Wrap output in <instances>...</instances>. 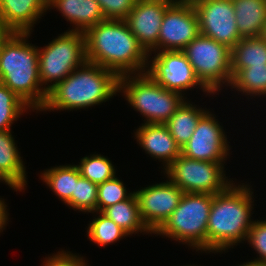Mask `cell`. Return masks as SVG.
I'll return each mask as SVG.
<instances>
[{"label": "cell", "mask_w": 266, "mask_h": 266, "mask_svg": "<svg viewBox=\"0 0 266 266\" xmlns=\"http://www.w3.org/2000/svg\"><path fill=\"white\" fill-rule=\"evenodd\" d=\"M86 60L118 77L146 73L148 53L124 20L105 19L85 33Z\"/></svg>", "instance_id": "obj_1"}, {"label": "cell", "mask_w": 266, "mask_h": 266, "mask_svg": "<svg viewBox=\"0 0 266 266\" xmlns=\"http://www.w3.org/2000/svg\"><path fill=\"white\" fill-rule=\"evenodd\" d=\"M232 182L215 194L207 224V253L228 252L247 239L254 220V190L247 182Z\"/></svg>", "instance_id": "obj_2"}, {"label": "cell", "mask_w": 266, "mask_h": 266, "mask_svg": "<svg viewBox=\"0 0 266 266\" xmlns=\"http://www.w3.org/2000/svg\"><path fill=\"white\" fill-rule=\"evenodd\" d=\"M31 33H10L0 46V83L7 86L33 111L40 112L48 93L39 78L38 46ZM28 40V41H27Z\"/></svg>", "instance_id": "obj_3"}, {"label": "cell", "mask_w": 266, "mask_h": 266, "mask_svg": "<svg viewBox=\"0 0 266 266\" xmlns=\"http://www.w3.org/2000/svg\"><path fill=\"white\" fill-rule=\"evenodd\" d=\"M118 79L113 71L86 61L48 92L40 111L85 110L109 102L118 94Z\"/></svg>", "instance_id": "obj_4"}, {"label": "cell", "mask_w": 266, "mask_h": 266, "mask_svg": "<svg viewBox=\"0 0 266 266\" xmlns=\"http://www.w3.org/2000/svg\"><path fill=\"white\" fill-rule=\"evenodd\" d=\"M213 194L184 193L178 206L154 233L207 254V224Z\"/></svg>", "instance_id": "obj_5"}, {"label": "cell", "mask_w": 266, "mask_h": 266, "mask_svg": "<svg viewBox=\"0 0 266 266\" xmlns=\"http://www.w3.org/2000/svg\"><path fill=\"white\" fill-rule=\"evenodd\" d=\"M118 93L145 118L144 123L152 124H165L186 99L160 86L147 73L119 77Z\"/></svg>", "instance_id": "obj_6"}, {"label": "cell", "mask_w": 266, "mask_h": 266, "mask_svg": "<svg viewBox=\"0 0 266 266\" xmlns=\"http://www.w3.org/2000/svg\"><path fill=\"white\" fill-rule=\"evenodd\" d=\"M44 46L38 47V70L42 87L48 93L87 61L85 35L66 30Z\"/></svg>", "instance_id": "obj_7"}, {"label": "cell", "mask_w": 266, "mask_h": 266, "mask_svg": "<svg viewBox=\"0 0 266 266\" xmlns=\"http://www.w3.org/2000/svg\"><path fill=\"white\" fill-rule=\"evenodd\" d=\"M181 51L191 63L198 80L210 93L219 95L220 90L230 86L231 49L226 45L199 34Z\"/></svg>", "instance_id": "obj_8"}, {"label": "cell", "mask_w": 266, "mask_h": 266, "mask_svg": "<svg viewBox=\"0 0 266 266\" xmlns=\"http://www.w3.org/2000/svg\"><path fill=\"white\" fill-rule=\"evenodd\" d=\"M226 162H208L180 154L161 173L184 193L218 194L233 180L226 176Z\"/></svg>", "instance_id": "obj_9"}, {"label": "cell", "mask_w": 266, "mask_h": 266, "mask_svg": "<svg viewBox=\"0 0 266 266\" xmlns=\"http://www.w3.org/2000/svg\"><path fill=\"white\" fill-rule=\"evenodd\" d=\"M148 53L146 73L165 89L180 93L184 98L187 90L201 89L207 95L210 93L196 77L193 67L182 51H159ZM152 57V58H151ZM186 92V93H185Z\"/></svg>", "instance_id": "obj_10"}, {"label": "cell", "mask_w": 266, "mask_h": 266, "mask_svg": "<svg viewBox=\"0 0 266 266\" xmlns=\"http://www.w3.org/2000/svg\"><path fill=\"white\" fill-rule=\"evenodd\" d=\"M208 109L199 119L190 140L182 147L181 154L187 158L208 161H227L231 145L227 140V135L221 126V122L216 119V114Z\"/></svg>", "instance_id": "obj_11"}, {"label": "cell", "mask_w": 266, "mask_h": 266, "mask_svg": "<svg viewBox=\"0 0 266 266\" xmlns=\"http://www.w3.org/2000/svg\"><path fill=\"white\" fill-rule=\"evenodd\" d=\"M200 34L191 0H174L166 9L158 37L159 51H181Z\"/></svg>", "instance_id": "obj_12"}, {"label": "cell", "mask_w": 266, "mask_h": 266, "mask_svg": "<svg viewBox=\"0 0 266 266\" xmlns=\"http://www.w3.org/2000/svg\"><path fill=\"white\" fill-rule=\"evenodd\" d=\"M200 34L232 49L242 38L237 29L232 0H191Z\"/></svg>", "instance_id": "obj_13"}, {"label": "cell", "mask_w": 266, "mask_h": 266, "mask_svg": "<svg viewBox=\"0 0 266 266\" xmlns=\"http://www.w3.org/2000/svg\"><path fill=\"white\" fill-rule=\"evenodd\" d=\"M140 215L146 227L154 234L178 206L184 192L167 178L134 191Z\"/></svg>", "instance_id": "obj_14"}, {"label": "cell", "mask_w": 266, "mask_h": 266, "mask_svg": "<svg viewBox=\"0 0 266 266\" xmlns=\"http://www.w3.org/2000/svg\"><path fill=\"white\" fill-rule=\"evenodd\" d=\"M174 0H136L124 19L138 43L147 53L158 52V37L167 7Z\"/></svg>", "instance_id": "obj_15"}, {"label": "cell", "mask_w": 266, "mask_h": 266, "mask_svg": "<svg viewBox=\"0 0 266 266\" xmlns=\"http://www.w3.org/2000/svg\"><path fill=\"white\" fill-rule=\"evenodd\" d=\"M135 130L134 139H137V144L145 154L162 162L163 170L181 154V148L165 124L142 123Z\"/></svg>", "instance_id": "obj_16"}, {"label": "cell", "mask_w": 266, "mask_h": 266, "mask_svg": "<svg viewBox=\"0 0 266 266\" xmlns=\"http://www.w3.org/2000/svg\"><path fill=\"white\" fill-rule=\"evenodd\" d=\"M46 0H0V22L11 33H31L46 15Z\"/></svg>", "instance_id": "obj_17"}, {"label": "cell", "mask_w": 266, "mask_h": 266, "mask_svg": "<svg viewBox=\"0 0 266 266\" xmlns=\"http://www.w3.org/2000/svg\"><path fill=\"white\" fill-rule=\"evenodd\" d=\"M48 11L55 9L70 22L69 31L85 33L89 28L105 20L100 5L96 0H49Z\"/></svg>", "instance_id": "obj_18"}, {"label": "cell", "mask_w": 266, "mask_h": 266, "mask_svg": "<svg viewBox=\"0 0 266 266\" xmlns=\"http://www.w3.org/2000/svg\"><path fill=\"white\" fill-rule=\"evenodd\" d=\"M12 133V130L0 131V172L19 192L24 193L28 179L26 163Z\"/></svg>", "instance_id": "obj_19"}, {"label": "cell", "mask_w": 266, "mask_h": 266, "mask_svg": "<svg viewBox=\"0 0 266 266\" xmlns=\"http://www.w3.org/2000/svg\"><path fill=\"white\" fill-rule=\"evenodd\" d=\"M242 37L261 36L266 23V0H232Z\"/></svg>", "instance_id": "obj_20"}, {"label": "cell", "mask_w": 266, "mask_h": 266, "mask_svg": "<svg viewBox=\"0 0 266 266\" xmlns=\"http://www.w3.org/2000/svg\"><path fill=\"white\" fill-rule=\"evenodd\" d=\"M207 108L193 104L185 99L175 110V113L165 123L176 144L182 147L190 140L200 117L207 111Z\"/></svg>", "instance_id": "obj_21"}, {"label": "cell", "mask_w": 266, "mask_h": 266, "mask_svg": "<svg viewBox=\"0 0 266 266\" xmlns=\"http://www.w3.org/2000/svg\"><path fill=\"white\" fill-rule=\"evenodd\" d=\"M40 172V178L65 205L72 208V192L81 177L76 164L59 165Z\"/></svg>", "instance_id": "obj_22"}, {"label": "cell", "mask_w": 266, "mask_h": 266, "mask_svg": "<svg viewBox=\"0 0 266 266\" xmlns=\"http://www.w3.org/2000/svg\"><path fill=\"white\" fill-rule=\"evenodd\" d=\"M102 213L113 220L128 235L153 234L142 220L135 193L129 199L105 208Z\"/></svg>", "instance_id": "obj_23"}, {"label": "cell", "mask_w": 266, "mask_h": 266, "mask_svg": "<svg viewBox=\"0 0 266 266\" xmlns=\"http://www.w3.org/2000/svg\"><path fill=\"white\" fill-rule=\"evenodd\" d=\"M251 65H266V42L261 36L242 37L231 49L232 77Z\"/></svg>", "instance_id": "obj_24"}, {"label": "cell", "mask_w": 266, "mask_h": 266, "mask_svg": "<svg viewBox=\"0 0 266 266\" xmlns=\"http://www.w3.org/2000/svg\"><path fill=\"white\" fill-rule=\"evenodd\" d=\"M229 88L242 95L261 99L266 98V65H251L239 70L233 77ZM234 88V90H233Z\"/></svg>", "instance_id": "obj_25"}, {"label": "cell", "mask_w": 266, "mask_h": 266, "mask_svg": "<svg viewBox=\"0 0 266 266\" xmlns=\"http://www.w3.org/2000/svg\"><path fill=\"white\" fill-rule=\"evenodd\" d=\"M93 213L95 217L88 224L86 234L90 242L97 244L98 247H105L120 242L121 239L127 236L129 237L122 228L102 212L96 211Z\"/></svg>", "instance_id": "obj_26"}, {"label": "cell", "mask_w": 266, "mask_h": 266, "mask_svg": "<svg viewBox=\"0 0 266 266\" xmlns=\"http://www.w3.org/2000/svg\"><path fill=\"white\" fill-rule=\"evenodd\" d=\"M32 109L7 86L0 83V131L11 130L15 121Z\"/></svg>", "instance_id": "obj_27"}, {"label": "cell", "mask_w": 266, "mask_h": 266, "mask_svg": "<svg viewBox=\"0 0 266 266\" xmlns=\"http://www.w3.org/2000/svg\"><path fill=\"white\" fill-rule=\"evenodd\" d=\"M81 176L95 184H101L116 176L115 166L108 157L101 154H90L80 159L77 164Z\"/></svg>", "instance_id": "obj_28"}, {"label": "cell", "mask_w": 266, "mask_h": 266, "mask_svg": "<svg viewBox=\"0 0 266 266\" xmlns=\"http://www.w3.org/2000/svg\"><path fill=\"white\" fill-rule=\"evenodd\" d=\"M127 187L117 175L101 184H98L96 211L102 212L105 208L129 199L133 192H128Z\"/></svg>", "instance_id": "obj_29"}, {"label": "cell", "mask_w": 266, "mask_h": 266, "mask_svg": "<svg viewBox=\"0 0 266 266\" xmlns=\"http://www.w3.org/2000/svg\"><path fill=\"white\" fill-rule=\"evenodd\" d=\"M98 184L80 177L75 182L74 192H72V209L78 212H96Z\"/></svg>", "instance_id": "obj_30"}, {"label": "cell", "mask_w": 266, "mask_h": 266, "mask_svg": "<svg viewBox=\"0 0 266 266\" xmlns=\"http://www.w3.org/2000/svg\"><path fill=\"white\" fill-rule=\"evenodd\" d=\"M246 242L258 254L257 258L253 260L266 266V219L254 220L252 227L249 229Z\"/></svg>", "instance_id": "obj_31"}, {"label": "cell", "mask_w": 266, "mask_h": 266, "mask_svg": "<svg viewBox=\"0 0 266 266\" xmlns=\"http://www.w3.org/2000/svg\"><path fill=\"white\" fill-rule=\"evenodd\" d=\"M105 19L124 20L133 9L136 0H96Z\"/></svg>", "instance_id": "obj_32"}, {"label": "cell", "mask_w": 266, "mask_h": 266, "mask_svg": "<svg viewBox=\"0 0 266 266\" xmlns=\"http://www.w3.org/2000/svg\"><path fill=\"white\" fill-rule=\"evenodd\" d=\"M77 254L61 249L57 253L45 257L41 266H90L83 256Z\"/></svg>", "instance_id": "obj_33"}, {"label": "cell", "mask_w": 266, "mask_h": 266, "mask_svg": "<svg viewBox=\"0 0 266 266\" xmlns=\"http://www.w3.org/2000/svg\"><path fill=\"white\" fill-rule=\"evenodd\" d=\"M3 198H0V233L3 232L7 224H9V209Z\"/></svg>", "instance_id": "obj_34"}, {"label": "cell", "mask_w": 266, "mask_h": 266, "mask_svg": "<svg viewBox=\"0 0 266 266\" xmlns=\"http://www.w3.org/2000/svg\"><path fill=\"white\" fill-rule=\"evenodd\" d=\"M11 32L0 22V46Z\"/></svg>", "instance_id": "obj_35"}, {"label": "cell", "mask_w": 266, "mask_h": 266, "mask_svg": "<svg viewBox=\"0 0 266 266\" xmlns=\"http://www.w3.org/2000/svg\"><path fill=\"white\" fill-rule=\"evenodd\" d=\"M0 182L4 183L5 185H8L10 189L18 192V190L1 174V172H0Z\"/></svg>", "instance_id": "obj_36"}, {"label": "cell", "mask_w": 266, "mask_h": 266, "mask_svg": "<svg viewBox=\"0 0 266 266\" xmlns=\"http://www.w3.org/2000/svg\"><path fill=\"white\" fill-rule=\"evenodd\" d=\"M236 266H264V265H261L259 262L255 261V260H248L242 264H238Z\"/></svg>", "instance_id": "obj_37"}, {"label": "cell", "mask_w": 266, "mask_h": 266, "mask_svg": "<svg viewBox=\"0 0 266 266\" xmlns=\"http://www.w3.org/2000/svg\"><path fill=\"white\" fill-rule=\"evenodd\" d=\"M261 37H262L263 40L266 42V23H265V26H264V28H263V31H262Z\"/></svg>", "instance_id": "obj_38"}, {"label": "cell", "mask_w": 266, "mask_h": 266, "mask_svg": "<svg viewBox=\"0 0 266 266\" xmlns=\"http://www.w3.org/2000/svg\"><path fill=\"white\" fill-rule=\"evenodd\" d=\"M184 266H196V265H195V264H194V265H193V264H192V265L190 264V265H184ZM200 266H201V265H200Z\"/></svg>", "instance_id": "obj_39"}]
</instances>
